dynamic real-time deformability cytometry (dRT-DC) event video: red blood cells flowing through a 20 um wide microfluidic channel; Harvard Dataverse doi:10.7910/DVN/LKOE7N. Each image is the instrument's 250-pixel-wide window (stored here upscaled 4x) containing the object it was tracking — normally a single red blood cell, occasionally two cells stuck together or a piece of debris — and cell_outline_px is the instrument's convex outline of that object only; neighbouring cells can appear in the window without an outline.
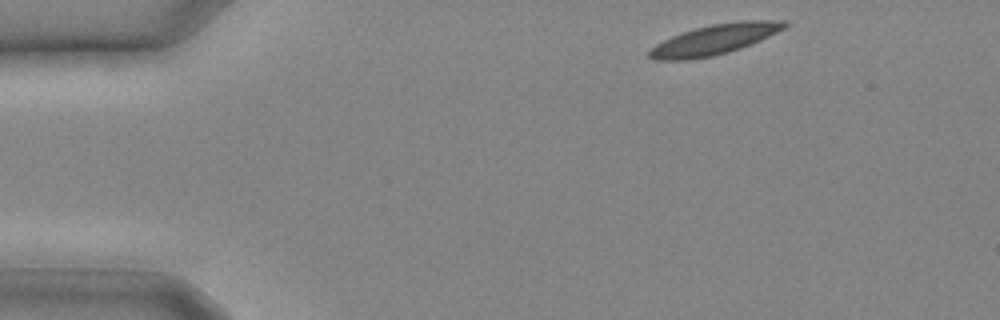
{"species": "common noctule bat (a hibernating species)", "species_latin": "Nyctalus noctula", "temperature_condition": "cold", "stored_images_in_passage": 7, "camera_frame_rate_fps": 3000, "um_per_image_px": 0.085, "animal": {"sex": "male", "body_mass_g": 20.4}, "frame": {"image": 1, "passage_image": 1, "time_ms": 0.0, "image_size_px": [1000, 320], "cell_outline_px": [[788, 24], [784, 28], [760, 40], [740, 48], [728, 52], [712, 56], [692, 60], [652, 60], [648, 56], [648, 52], [656, 44], [672, 36], [696, 28], [712, 24], [740, 20], [788, 20]], "centroid_in_image_um": [60.73, 3.36], "position_along_channel_um": 24.3, "area_um2": 23.64}}
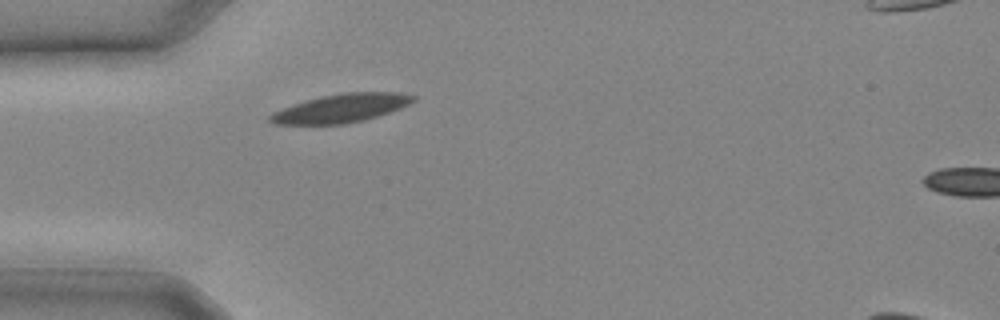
{"frame": {"image": 2, "passage_image": 5, "time_ms": 1.333, "image_size_px": [1000, 320], "cell_outline_px": [[416, 100], [400, 108], [364, 120], [344, 124], [276, 124], [268, 120], [268, 116], [272, 112], [308, 100], [324, 96], [344, 92], [400, 92], [416, 96]], "centroid_in_image_um": [29.02, 9.2], "position_along_channel_um": 56.0, "area_um2": 23.41}}
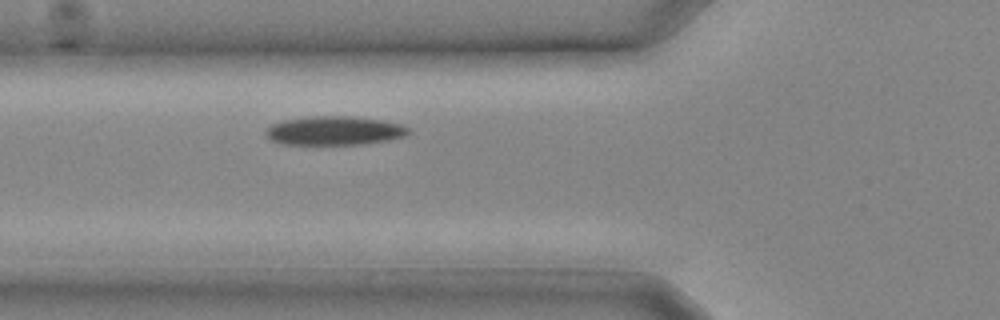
{"frame": {"image": 3, "passage_image": 7, "time_ms": 2.0, "image_size_px": [1000, 320], "cell_outline_px": [[408, 132], [404, 136], [388, 140], [360, 144], [284, 144], [272, 140], [264, 132], [272, 124], [284, 120], [312, 116], [348, 116], [380, 120], [400, 124], [408, 128]], "centroid_in_image_um": [28.4, 11.1], "position_along_channel_um": 97.4, "area_um2": 23.58}}